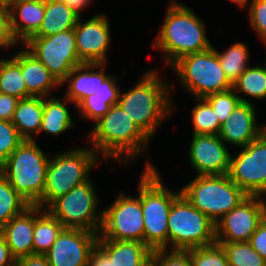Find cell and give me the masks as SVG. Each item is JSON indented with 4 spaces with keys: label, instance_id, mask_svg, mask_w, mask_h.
I'll list each match as a JSON object with an SVG mask.
<instances>
[{
    "label": "cell",
    "instance_id": "1",
    "mask_svg": "<svg viewBox=\"0 0 266 266\" xmlns=\"http://www.w3.org/2000/svg\"><path fill=\"white\" fill-rule=\"evenodd\" d=\"M86 136L88 143L103 161L130 164L148 152L150 138L135 124L119 104L92 126Z\"/></svg>",
    "mask_w": 266,
    "mask_h": 266
},
{
    "label": "cell",
    "instance_id": "2",
    "mask_svg": "<svg viewBox=\"0 0 266 266\" xmlns=\"http://www.w3.org/2000/svg\"><path fill=\"white\" fill-rule=\"evenodd\" d=\"M161 76L157 68L146 70L134 87L120 91L118 100L127 115L150 139L175 111L172 101L174 82L169 84Z\"/></svg>",
    "mask_w": 266,
    "mask_h": 266
},
{
    "label": "cell",
    "instance_id": "3",
    "mask_svg": "<svg viewBox=\"0 0 266 266\" xmlns=\"http://www.w3.org/2000/svg\"><path fill=\"white\" fill-rule=\"evenodd\" d=\"M169 2L152 47L162 52L163 62L171 67L180 58L213 45L207 37L205 22L188 5L178 0Z\"/></svg>",
    "mask_w": 266,
    "mask_h": 266
},
{
    "label": "cell",
    "instance_id": "4",
    "mask_svg": "<svg viewBox=\"0 0 266 266\" xmlns=\"http://www.w3.org/2000/svg\"><path fill=\"white\" fill-rule=\"evenodd\" d=\"M151 161L141 174V207L144 222V243L153 251L168 249V217L172 203L181 191H172Z\"/></svg>",
    "mask_w": 266,
    "mask_h": 266
},
{
    "label": "cell",
    "instance_id": "5",
    "mask_svg": "<svg viewBox=\"0 0 266 266\" xmlns=\"http://www.w3.org/2000/svg\"><path fill=\"white\" fill-rule=\"evenodd\" d=\"M49 159L36 141L24 140L0 165V173L30 205L40 206Z\"/></svg>",
    "mask_w": 266,
    "mask_h": 266
},
{
    "label": "cell",
    "instance_id": "6",
    "mask_svg": "<svg viewBox=\"0 0 266 266\" xmlns=\"http://www.w3.org/2000/svg\"><path fill=\"white\" fill-rule=\"evenodd\" d=\"M99 163L100 157L90 145L57 151L53 158L50 156L40 207L46 209L54 200L88 181Z\"/></svg>",
    "mask_w": 266,
    "mask_h": 266
},
{
    "label": "cell",
    "instance_id": "7",
    "mask_svg": "<svg viewBox=\"0 0 266 266\" xmlns=\"http://www.w3.org/2000/svg\"><path fill=\"white\" fill-rule=\"evenodd\" d=\"M181 194L200 212L216 223L248 195L229 175H196L180 188Z\"/></svg>",
    "mask_w": 266,
    "mask_h": 266
},
{
    "label": "cell",
    "instance_id": "8",
    "mask_svg": "<svg viewBox=\"0 0 266 266\" xmlns=\"http://www.w3.org/2000/svg\"><path fill=\"white\" fill-rule=\"evenodd\" d=\"M170 69L193 98H204L211 93L230 90L233 86L221 68L214 46L180 58Z\"/></svg>",
    "mask_w": 266,
    "mask_h": 266
},
{
    "label": "cell",
    "instance_id": "9",
    "mask_svg": "<svg viewBox=\"0 0 266 266\" xmlns=\"http://www.w3.org/2000/svg\"><path fill=\"white\" fill-rule=\"evenodd\" d=\"M214 243L215 223L181 194L170 208L168 249L186 250Z\"/></svg>",
    "mask_w": 266,
    "mask_h": 266
},
{
    "label": "cell",
    "instance_id": "10",
    "mask_svg": "<svg viewBox=\"0 0 266 266\" xmlns=\"http://www.w3.org/2000/svg\"><path fill=\"white\" fill-rule=\"evenodd\" d=\"M92 178L54 200L46 210L57 218L64 228L100 232L102 210Z\"/></svg>",
    "mask_w": 266,
    "mask_h": 266
},
{
    "label": "cell",
    "instance_id": "11",
    "mask_svg": "<svg viewBox=\"0 0 266 266\" xmlns=\"http://www.w3.org/2000/svg\"><path fill=\"white\" fill-rule=\"evenodd\" d=\"M98 239L140 241L144 243V222L141 207V175L138 195L123 191L102 209V225Z\"/></svg>",
    "mask_w": 266,
    "mask_h": 266
},
{
    "label": "cell",
    "instance_id": "12",
    "mask_svg": "<svg viewBox=\"0 0 266 266\" xmlns=\"http://www.w3.org/2000/svg\"><path fill=\"white\" fill-rule=\"evenodd\" d=\"M23 46L50 71L61 84L80 61L74 29L46 37H31Z\"/></svg>",
    "mask_w": 266,
    "mask_h": 266
},
{
    "label": "cell",
    "instance_id": "13",
    "mask_svg": "<svg viewBox=\"0 0 266 266\" xmlns=\"http://www.w3.org/2000/svg\"><path fill=\"white\" fill-rule=\"evenodd\" d=\"M239 150L231 154L230 179L248 196L266 198V130Z\"/></svg>",
    "mask_w": 266,
    "mask_h": 266
},
{
    "label": "cell",
    "instance_id": "14",
    "mask_svg": "<svg viewBox=\"0 0 266 266\" xmlns=\"http://www.w3.org/2000/svg\"><path fill=\"white\" fill-rule=\"evenodd\" d=\"M266 217V198L247 196L215 223L216 242H249Z\"/></svg>",
    "mask_w": 266,
    "mask_h": 266
},
{
    "label": "cell",
    "instance_id": "15",
    "mask_svg": "<svg viewBox=\"0 0 266 266\" xmlns=\"http://www.w3.org/2000/svg\"><path fill=\"white\" fill-rule=\"evenodd\" d=\"M80 16L74 28L77 54L82 63H107L111 46V26L106 13L92 15L86 21Z\"/></svg>",
    "mask_w": 266,
    "mask_h": 266
},
{
    "label": "cell",
    "instance_id": "16",
    "mask_svg": "<svg viewBox=\"0 0 266 266\" xmlns=\"http://www.w3.org/2000/svg\"><path fill=\"white\" fill-rule=\"evenodd\" d=\"M188 160L196 175H227L231 151L224 141L213 134H192Z\"/></svg>",
    "mask_w": 266,
    "mask_h": 266
},
{
    "label": "cell",
    "instance_id": "17",
    "mask_svg": "<svg viewBox=\"0 0 266 266\" xmlns=\"http://www.w3.org/2000/svg\"><path fill=\"white\" fill-rule=\"evenodd\" d=\"M98 237L97 232L64 228L44 255L50 266H87Z\"/></svg>",
    "mask_w": 266,
    "mask_h": 266
},
{
    "label": "cell",
    "instance_id": "18",
    "mask_svg": "<svg viewBox=\"0 0 266 266\" xmlns=\"http://www.w3.org/2000/svg\"><path fill=\"white\" fill-rule=\"evenodd\" d=\"M256 119L257 108L254 103L240 102L221 124L218 136L226 145L245 147L266 130V124L259 125Z\"/></svg>",
    "mask_w": 266,
    "mask_h": 266
},
{
    "label": "cell",
    "instance_id": "19",
    "mask_svg": "<svg viewBox=\"0 0 266 266\" xmlns=\"http://www.w3.org/2000/svg\"><path fill=\"white\" fill-rule=\"evenodd\" d=\"M22 46V47H21ZM16 53L9 54L20 65L27 93L31 97H48L61 84L55 79L50 71L32 55L23 45Z\"/></svg>",
    "mask_w": 266,
    "mask_h": 266
},
{
    "label": "cell",
    "instance_id": "20",
    "mask_svg": "<svg viewBox=\"0 0 266 266\" xmlns=\"http://www.w3.org/2000/svg\"><path fill=\"white\" fill-rule=\"evenodd\" d=\"M105 66L106 63H83L74 67L61 83L62 88L67 85L64 96L77 106L85 97L96 94L100 84L109 76Z\"/></svg>",
    "mask_w": 266,
    "mask_h": 266
},
{
    "label": "cell",
    "instance_id": "21",
    "mask_svg": "<svg viewBox=\"0 0 266 266\" xmlns=\"http://www.w3.org/2000/svg\"><path fill=\"white\" fill-rule=\"evenodd\" d=\"M8 6L12 33L18 43L23 45L42 25L45 0H15Z\"/></svg>",
    "mask_w": 266,
    "mask_h": 266
},
{
    "label": "cell",
    "instance_id": "22",
    "mask_svg": "<svg viewBox=\"0 0 266 266\" xmlns=\"http://www.w3.org/2000/svg\"><path fill=\"white\" fill-rule=\"evenodd\" d=\"M34 228L35 205H30L0 229L15 259L33 255Z\"/></svg>",
    "mask_w": 266,
    "mask_h": 266
},
{
    "label": "cell",
    "instance_id": "23",
    "mask_svg": "<svg viewBox=\"0 0 266 266\" xmlns=\"http://www.w3.org/2000/svg\"><path fill=\"white\" fill-rule=\"evenodd\" d=\"M119 80L116 76L109 75L96 94L85 97L77 106L78 117L90 122H97L110 109L112 105L118 104L121 89L117 85Z\"/></svg>",
    "mask_w": 266,
    "mask_h": 266
},
{
    "label": "cell",
    "instance_id": "24",
    "mask_svg": "<svg viewBox=\"0 0 266 266\" xmlns=\"http://www.w3.org/2000/svg\"><path fill=\"white\" fill-rule=\"evenodd\" d=\"M97 245L110 257L112 266H147L152 250L140 241L98 239Z\"/></svg>",
    "mask_w": 266,
    "mask_h": 266
},
{
    "label": "cell",
    "instance_id": "25",
    "mask_svg": "<svg viewBox=\"0 0 266 266\" xmlns=\"http://www.w3.org/2000/svg\"><path fill=\"white\" fill-rule=\"evenodd\" d=\"M68 103L76 109V106L72 101L64 96V98H58L54 94L43 98V118L39 136L41 133L60 136V134L73 130L76 123L73 121L70 108L67 107Z\"/></svg>",
    "mask_w": 266,
    "mask_h": 266
},
{
    "label": "cell",
    "instance_id": "26",
    "mask_svg": "<svg viewBox=\"0 0 266 266\" xmlns=\"http://www.w3.org/2000/svg\"><path fill=\"white\" fill-rule=\"evenodd\" d=\"M42 118L43 98L28 97L18 101L11 122L24 140L36 141L35 136L38 137Z\"/></svg>",
    "mask_w": 266,
    "mask_h": 266
},
{
    "label": "cell",
    "instance_id": "27",
    "mask_svg": "<svg viewBox=\"0 0 266 266\" xmlns=\"http://www.w3.org/2000/svg\"><path fill=\"white\" fill-rule=\"evenodd\" d=\"M80 15L59 0H45V14L39 31L32 37H46L74 29Z\"/></svg>",
    "mask_w": 266,
    "mask_h": 266
},
{
    "label": "cell",
    "instance_id": "28",
    "mask_svg": "<svg viewBox=\"0 0 266 266\" xmlns=\"http://www.w3.org/2000/svg\"><path fill=\"white\" fill-rule=\"evenodd\" d=\"M64 229L63 224L46 209L35 205V228L33 232V254L44 255Z\"/></svg>",
    "mask_w": 266,
    "mask_h": 266
},
{
    "label": "cell",
    "instance_id": "29",
    "mask_svg": "<svg viewBox=\"0 0 266 266\" xmlns=\"http://www.w3.org/2000/svg\"><path fill=\"white\" fill-rule=\"evenodd\" d=\"M232 89L239 96L241 102L252 103L247 97H252L256 100H265L266 71L264 67L258 64L254 66L250 65L233 83Z\"/></svg>",
    "mask_w": 266,
    "mask_h": 266
},
{
    "label": "cell",
    "instance_id": "30",
    "mask_svg": "<svg viewBox=\"0 0 266 266\" xmlns=\"http://www.w3.org/2000/svg\"><path fill=\"white\" fill-rule=\"evenodd\" d=\"M222 70L228 80L233 84L239 76L249 67V47L244 42H235L226 50L219 51L214 47Z\"/></svg>",
    "mask_w": 266,
    "mask_h": 266
},
{
    "label": "cell",
    "instance_id": "31",
    "mask_svg": "<svg viewBox=\"0 0 266 266\" xmlns=\"http://www.w3.org/2000/svg\"><path fill=\"white\" fill-rule=\"evenodd\" d=\"M0 93L19 100L31 97L27 93L21 67L11 56L0 59Z\"/></svg>",
    "mask_w": 266,
    "mask_h": 266
},
{
    "label": "cell",
    "instance_id": "32",
    "mask_svg": "<svg viewBox=\"0 0 266 266\" xmlns=\"http://www.w3.org/2000/svg\"><path fill=\"white\" fill-rule=\"evenodd\" d=\"M29 206L0 173V229Z\"/></svg>",
    "mask_w": 266,
    "mask_h": 266
},
{
    "label": "cell",
    "instance_id": "33",
    "mask_svg": "<svg viewBox=\"0 0 266 266\" xmlns=\"http://www.w3.org/2000/svg\"><path fill=\"white\" fill-rule=\"evenodd\" d=\"M195 107L191 110L192 134L218 135L221 124L216 112L204 98H194Z\"/></svg>",
    "mask_w": 266,
    "mask_h": 266
},
{
    "label": "cell",
    "instance_id": "34",
    "mask_svg": "<svg viewBox=\"0 0 266 266\" xmlns=\"http://www.w3.org/2000/svg\"><path fill=\"white\" fill-rule=\"evenodd\" d=\"M224 249L229 266H266V261L249 242H216Z\"/></svg>",
    "mask_w": 266,
    "mask_h": 266
},
{
    "label": "cell",
    "instance_id": "35",
    "mask_svg": "<svg viewBox=\"0 0 266 266\" xmlns=\"http://www.w3.org/2000/svg\"><path fill=\"white\" fill-rule=\"evenodd\" d=\"M185 251L189 255L192 266H229L226 253L218 243Z\"/></svg>",
    "mask_w": 266,
    "mask_h": 266
},
{
    "label": "cell",
    "instance_id": "36",
    "mask_svg": "<svg viewBox=\"0 0 266 266\" xmlns=\"http://www.w3.org/2000/svg\"><path fill=\"white\" fill-rule=\"evenodd\" d=\"M204 99L212 106L218 117L219 123H224L241 102L239 96L233 89L211 93Z\"/></svg>",
    "mask_w": 266,
    "mask_h": 266
},
{
    "label": "cell",
    "instance_id": "37",
    "mask_svg": "<svg viewBox=\"0 0 266 266\" xmlns=\"http://www.w3.org/2000/svg\"><path fill=\"white\" fill-rule=\"evenodd\" d=\"M24 141L17 128L8 120H0V165Z\"/></svg>",
    "mask_w": 266,
    "mask_h": 266
},
{
    "label": "cell",
    "instance_id": "38",
    "mask_svg": "<svg viewBox=\"0 0 266 266\" xmlns=\"http://www.w3.org/2000/svg\"><path fill=\"white\" fill-rule=\"evenodd\" d=\"M151 266H192L185 250L157 249L150 255Z\"/></svg>",
    "mask_w": 266,
    "mask_h": 266
},
{
    "label": "cell",
    "instance_id": "39",
    "mask_svg": "<svg viewBox=\"0 0 266 266\" xmlns=\"http://www.w3.org/2000/svg\"><path fill=\"white\" fill-rule=\"evenodd\" d=\"M247 10L250 28L262 42L266 41V0H254Z\"/></svg>",
    "mask_w": 266,
    "mask_h": 266
},
{
    "label": "cell",
    "instance_id": "40",
    "mask_svg": "<svg viewBox=\"0 0 266 266\" xmlns=\"http://www.w3.org/2000/svg\"><path fill=\"white\" fill-rule=\"evenodd\" d=\"M19 47L11 30L10 10L7 4L0 3V51Z\"/></svg>",
    "mask_w": 266,
    "mask_h": 266
},
{
    "label": "cell",
    "instance_id": "41",
    "mask_svg": "<svg viewBox=\"0 0 266 266\" xmlns=\"http://www.w3.org/2000/svg\"><path fill=\"white\" fill-rule=\"evenodd\" d=\"M249 243L266 261V217L259 224L257 230L252 234Z\"/></svg>",
    "mask_w": 266,
    "mask_h": 266
},
{
    "label": "cell",
    "instance_id": "42",
    "mask_svg": "<svg viewBox=\"0 0 266 266\" xmlns=\"http://www.w3.org/2000/svg\"><path fill=\"white\" fill-rule=\"evenodd\" d=\"M19 99L0 93V120L11 121Z\"/></svg>",
    "mask_w": 266,
    "mask_h": 266
},
{
    "label": "cell",
    "instance_id": "43",
    "mask_svg": "<svg viewBox=\"0 0 266 266\" xmlns=\"http://www.w3.org/2000/svg\"><path fill=\"white\" fill-rule=\"evenodd\" d=\"M87 266H112L110 257L96 245L90 252Z\"/></svg>",
    "mask_w": 266,
    "mask_h": 266
},
{
    "label": "cell",
    "instance_id": "44",
    "mask_svg": "<svg viewBox=\"0 0 266 266\" xmlns=\"http://www.w3.org/2000/svg\"><path fill=\"white\" fill-rule=\"evenodd\" d=\"M15 266H50L45 255L33 254L16 259Z\"/></svg>",
    "mask_w": 266,
    "mask_h": 266
},
{
    "label": "cell",
    "instance_id": "45",
    "mask_svg": "<svg viewBox=\"0 0 266 266\" xmlns=\"http://www.w3.org/2000/svg\"><path fill=\"white\" fill-rule=\"evenodd\" d=\"M16 259L12 255L5 238L0 234V266H15Z\"/></svg>",
    "mask_w": 266,
    "mask_h": 266
},
{
    "label": "cell",
    "instance_id": "46",
    "mask_svg": "<svg viewBox=\"0 0 266 266\" xmlns=\"http://www.w3.org/2000/svg\"><path fill=\"white\" fill-rule=\"evenodd\" d=\"M65 3L69 8L74 10L80 16H83L82 12L87 10L89 5L92 4L93 0H59Z\"/></svg>",
    "mask_w": 266,
    "mask_h": 266
},
{
    "label": "cell",
    "instance_id": "47",
    "mask_svg": "<svg viewBox=\"0 0 266 266\" xmlns=\"http://www.w3.org/2000/svg\"><path fill=\"white\" fill-rule=\"evenodd\" d=\"M230 3H234L235 5H237L239 8H246V6H248L247 8L250 7L251 3L254 1V0H228ZM250 1V3H249Z\"/></svg>",
    "mask_w": 266,
    "mask_h": 266
},
{
    "label": "cell",
    "instance_id": "48",
    "mask_svg": "<svg viewBox=\"0 0 266 266\" xmlns=\"http://www.w3.org/2000/svg\"><path fill=\"white\" fill-rule=\"evenodd\" d=\"M13 1H15V0H0V3L9 5Z\"/></svg>",
    "mask_w": 266,
    "mask_h": 266
},
{
    "label": "cell",
    "instance_id": "49",
    "mask_svg": "<svg viewBox=\"0 0 266 266\" xmlns=\"http://www.w3.org/2000/svg\"><path fill=\"white\" fill-rule=\"evenodd\" d=\"M263 43V45H265L266 46V41H264V42H262ZM264 69H265V71H266V58H265V63H264Z\"/></svg>",
    "mask_w": 266,
    "mask_h": 266
}]
</instances>
